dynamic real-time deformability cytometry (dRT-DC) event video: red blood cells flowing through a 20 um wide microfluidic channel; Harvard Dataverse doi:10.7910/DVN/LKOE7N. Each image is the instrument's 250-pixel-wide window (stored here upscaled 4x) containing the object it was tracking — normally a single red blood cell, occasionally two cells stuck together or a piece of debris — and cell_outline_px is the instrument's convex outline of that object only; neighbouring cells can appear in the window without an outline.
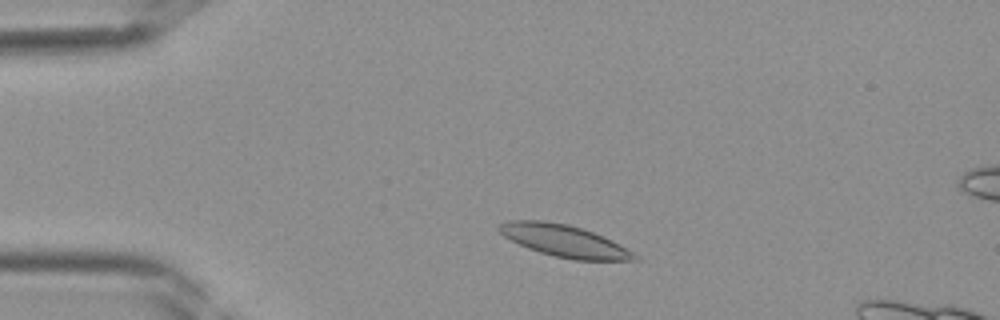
{"species": "Egyptian fruit bat (a non-hibernating species)", "species_latin": "Rousettus aegyptiacus", "temperature_condition": "room temperature", "stored_images_in_passage": 37, "segment_of_instrument_passage": [1, 2], "camera_frame_rate_fps": 3000, "um_per_image_px": 0.085, "frame": {"image": 1, "passage_image": 5, "time_ms": 1.333, "image_size_px": [1000, 320], "cell_outline_px": [[640, 260], [576, 260], [556, 256], [540, 252], [528, 248], [504, 236], [496, 228], [500, 224], [508, 220], [544, 220], [568, 224], [604, 236], [612, 240], [640, 256]], "centroid_in_image_um": [47.98, 20.47], "position_along_channel_um": 37.0, "area_um2": 25.09}}
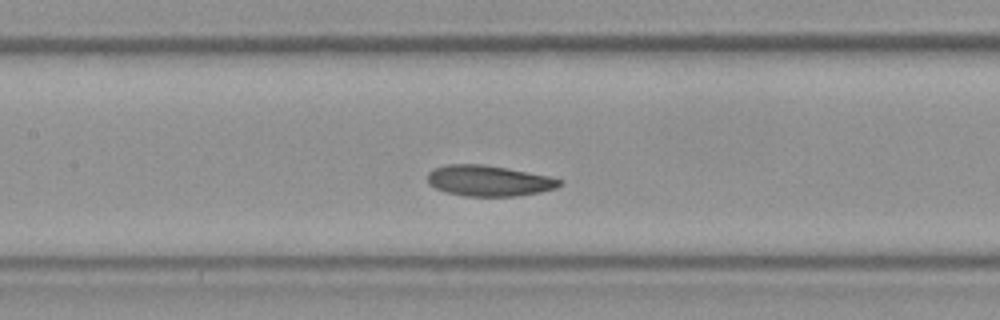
{"frame": {"image": 2, "passage_image": 15, "time_ms": 4.667, "image_size_px": [1000, 320], "cell_outline_px": [[564, 184], [556, 188], [540, 192], [516, 196], [464, 196], [448, 192], [436, 188], [428, 184], [428, 172], [432, 168], [448, 164], [484, 164], [508, 168], [548, 176], [564, 180]], "centroid_in_image_um": [41.57, 15.36], "position_along_channel_um": 165.8, "area_um2": 23.81}}
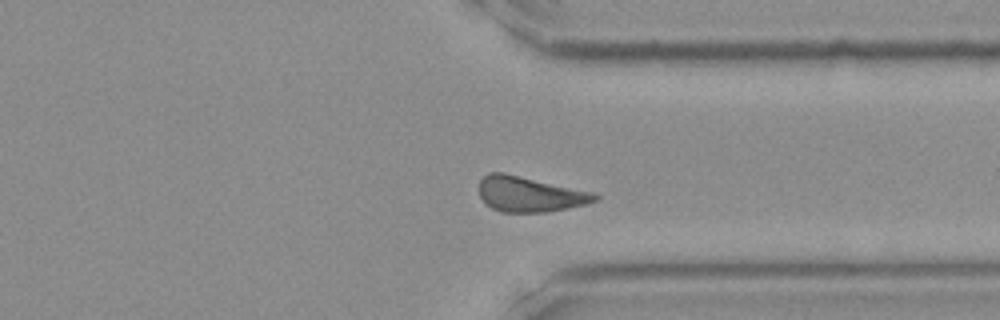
{"frame": {"image": 3, "passage_image": 27, "time_ms": 8.667, "image_size_px": [1000, 320], "cell_outline_px": [[600, 196], [596, 200], [584, 204], [568, 208], [548, 212], [500, 212], [492, 208], [480, 196], [480, 180], [488, 172], [504, 172], [592, 192]], "centroid_in_image_um": [45.01, 16.5], "position_along_channel_um": 366.4, "area_um2": 23.58}}